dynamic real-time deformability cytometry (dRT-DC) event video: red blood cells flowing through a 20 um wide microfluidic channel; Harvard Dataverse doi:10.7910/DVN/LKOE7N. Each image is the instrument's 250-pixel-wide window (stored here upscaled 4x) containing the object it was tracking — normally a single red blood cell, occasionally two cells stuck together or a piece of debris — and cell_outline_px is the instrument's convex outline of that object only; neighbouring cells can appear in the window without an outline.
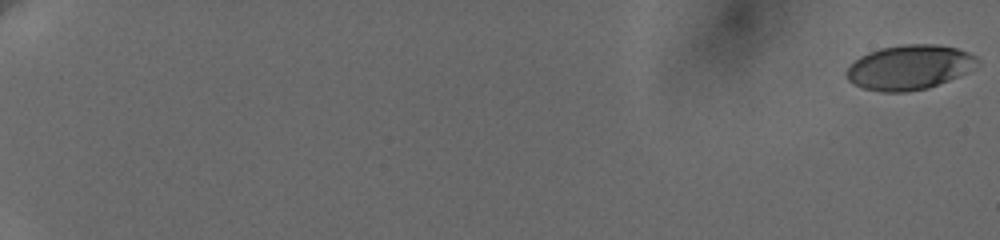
{"species": "human", "species_latin": "Homo sapiens", "temperature_condition": "cold", "stored_images_in_passage": 30, "camera_frame_rate_fps": 3000, "um_per_image_px": 0.085, "donor": {"sex": "female"}, "frame": {"image": 1, "passage_image": 1, "time_ms": 0.0, "image_size_px": [1000, 240], "cell_outline_px": [[980, 64], [968, 72], [928, 88], [904, 92], [880, 92], [864, 88], [852, 84], [848, 80], [844, 72], [860, 56], [868, 52], [880, 48], [904, 44], [936, 44], [956, 48], [968, 52], [976, 56], [980, 60]], "centroid_in_image_um": [77.3, 5.72], "position_along_channel_um": 7.7, "area_um2": 34.22}}
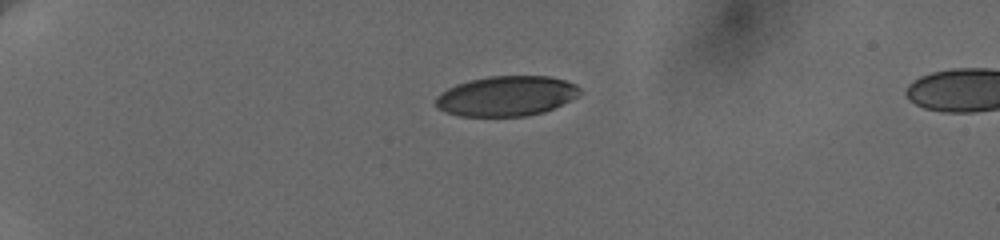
{"frame": {"image": 2, "passage_image": 20, "time_ms": 5.667, "image_size_px": [1000, 240], "cell_outline_px": [[580, 92], [576, 96], [544, 112], [524, 116], [460, 116], [444, 112], [436, 108], [436, 96], [448, 88], [456, 84], [488, 76], [548, 76], [564, 80], [576, 84], [580, 88]], "centroid_in_image_um": [43.0, 8.16], "position_along_channel_um": 42.0, "area_um2": 33.41}}
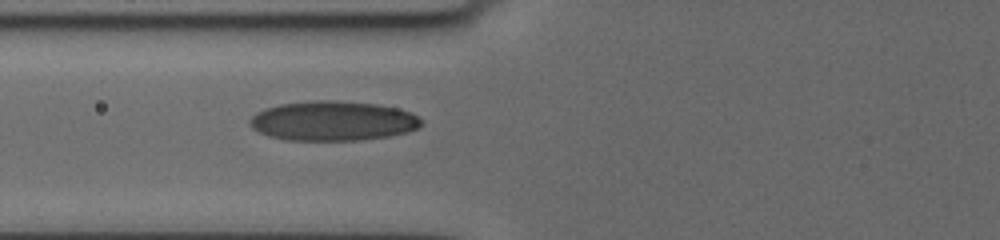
{"frame": {"image": 3, "passage_image": 29, "time_ms": 9.0, "image_size_px": [1000, 240], "cell_outline_px": [[424, 124], [420, 128], [408, 132], [388, 136], [360, 140], [284, 140], [268, 136], [252, 128], [248, 124], [248, 120], [256, 112], [264, 108], [280, 104], [320, 100], [332, 100], [376, 104], [396, 108], [408, 112], [416, 116]], "centroid_in_image_um": [28.26, 10.28], "position_along_channel_um": 97.5, "area_um2": 39.65}}